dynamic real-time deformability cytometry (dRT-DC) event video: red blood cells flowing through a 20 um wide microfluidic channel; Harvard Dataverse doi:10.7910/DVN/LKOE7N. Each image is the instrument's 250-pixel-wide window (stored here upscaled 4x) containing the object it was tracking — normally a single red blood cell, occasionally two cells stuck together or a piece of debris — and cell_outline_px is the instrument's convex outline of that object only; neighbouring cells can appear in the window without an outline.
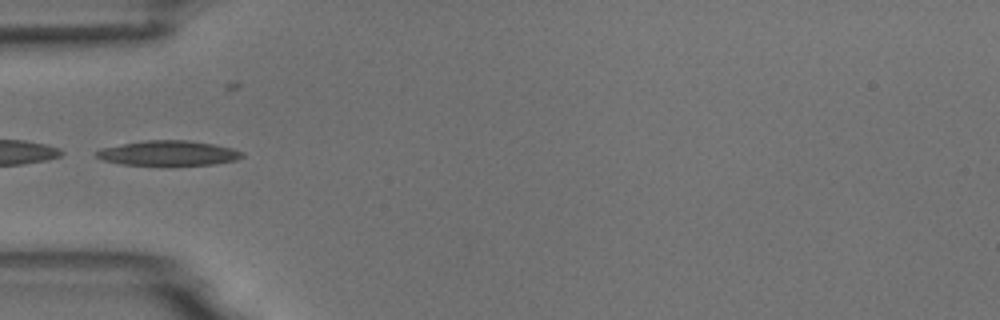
{"species": "common noctule bat (a hibernating species)", "species_latin": "Nyctalus noctula", "temperature_condition": "room temperature", "stored_images_in_passage": 6, "camera_frame_rate_fps": 3000, "um_per_image_px": 0.085, "animal": {"sex": "male", "body_mass_g": 18.8}, "frame": {"image": 1, "passage_image": 4, "time_ms": 4.333, "image_size_px": [1000, 320], "cell_outline_px": [[244, 156], [236, 160], [212, 164], [168, 168], [120, 164], [104, 160], [96, 156], [96, 152], [100, 148], [144, 140], [188, 140], [212, 144], [232, 148], [244, 152]], "centroid_in_image_um": [14.31, 13.06], "position_along_channel_um": 70.7, "area_um2": 22.08}}